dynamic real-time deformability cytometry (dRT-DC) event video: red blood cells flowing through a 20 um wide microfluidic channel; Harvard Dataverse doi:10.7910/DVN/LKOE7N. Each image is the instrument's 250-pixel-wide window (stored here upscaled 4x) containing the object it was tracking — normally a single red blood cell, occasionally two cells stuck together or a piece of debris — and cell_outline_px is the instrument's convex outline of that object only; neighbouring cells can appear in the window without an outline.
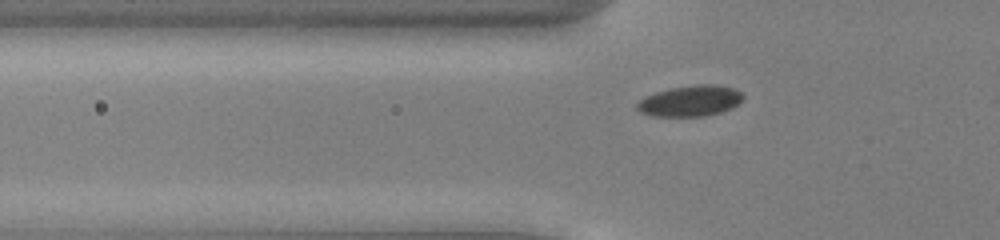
{"species": "common noctule bat (a hibernating species)", "species_latin": "Nyctalus noctula", "temperature_condition": "cold", "stored_images_in_passage": 44, "camera_frame_rate_fps": 3000, "um_per_image_px": 0.085, "animal": {"sex": "male", "body_mass_g": 13.0, "forearm_length_mm": 53.1}, "frame": {"image": 1, "passage_image": 9, "time_ms": 2.667, "image_size_px": [1000, 240], "cell_outline_px": [[744, 96], [740, 104], [732, 108], [720, 112], [704, 116], [652, 116], [640, 112], [636, 108], [636, 104], [640, 100], [656, 92], [672, 88], [696, 84], [712, 84], [732, 88], [740, 92]], "centroid_in_image_um": [58.69, 8.58], "position_along_channel_um": 67.1, "area_um2": 18.96}}
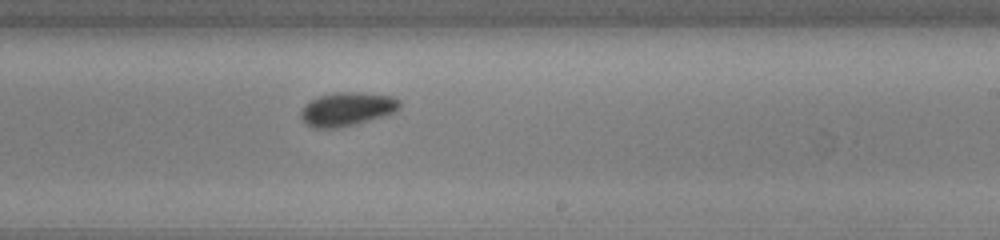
{"frame": {"image": 2, "passage_image": 24, "time_ms": 7.667, "image_size_px": [1000, 240], "cell_outline_px": [[400, 108], [396, 112], [352, 124], [336, 128], [316, 128], [308, 124], [300, 116], [300, 112], [304, 104], [320, 96], [336, 92], [360, 92], [392, 96], [400, 100]], "centroid_in_image_um": [29.51, 9.25], "position_along_channel_um": 259.5, "area_um2": 19.07}}
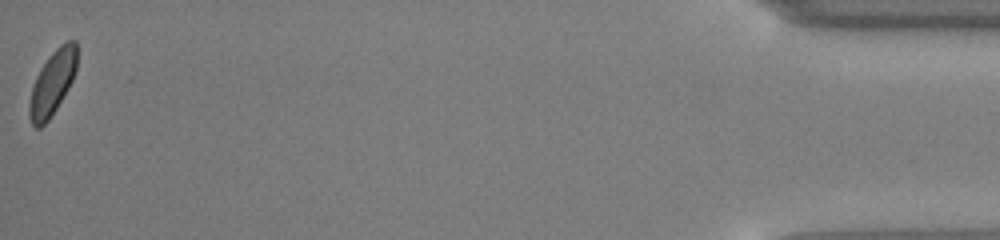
{"frame": {"image": 3, "passage_image": 44, "time_ms": 14.333, "image_size_px": [1000, 240], "cell_outline_px": [[76, 68], [72, 80], [68, 88], [56, 108], [48, 120], [40, 128], [36, 128], [32, 124], [28, 116], [28, 104], [32, 88], [36, 76], [40, 68], [52, 52], [60, 44], [68, 40], [76, 40]], "centroid_in_image_um": [4.43, 7.05], "position_along_channel_um": 430.8, "area_um2": 17.69}}